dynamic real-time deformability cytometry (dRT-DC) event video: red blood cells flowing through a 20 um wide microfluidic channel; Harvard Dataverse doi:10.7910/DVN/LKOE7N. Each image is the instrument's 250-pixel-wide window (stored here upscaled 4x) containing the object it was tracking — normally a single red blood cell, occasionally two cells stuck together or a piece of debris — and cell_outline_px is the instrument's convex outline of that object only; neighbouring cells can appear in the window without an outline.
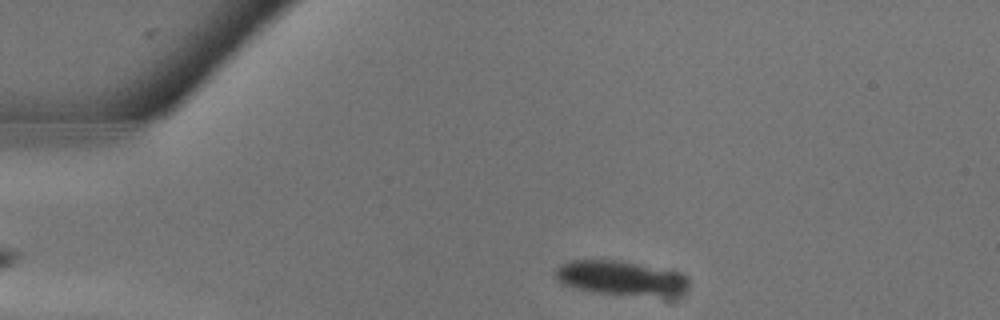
{"species": "common noctule bat (a hibernating species)", "species_latin": "Nyctalus noctula", "temperature_condition": "warm", "stored_images_in_passage": 10, "camera_frame_rate_fps": 3000, "um_per_image_px": 0.085, "animal": {"sex": "male", "body_mass_g": 13.3}, "frame": {"image": 1, "passage_image": 2, "time_ms": 0.333, "image_size_px": [1000, 320], "cell_outline_px": [[684, 284], [680, 288], [668, 292], [592, 292], [564, 284], [556, 280], [556, 268], [560, 264], [572, 260], [620, 260], [676, 272], [684, 280]], "centroid_in_image_um": [52.44, 23.53], "position_along_channel_um": 32.6, "area_um2": 24.16}}
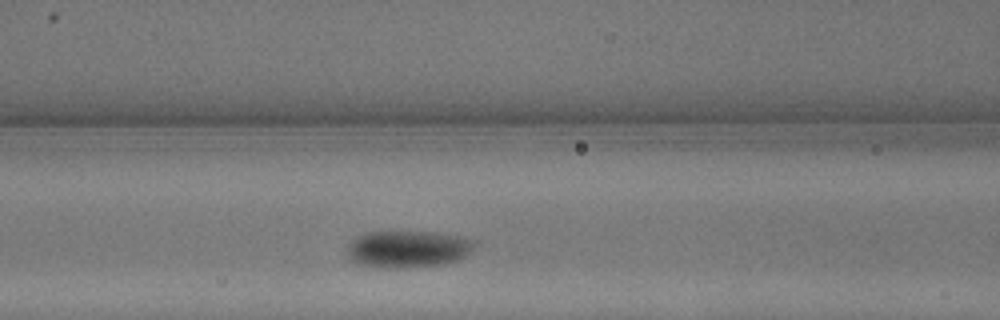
{"frame": {"image": 2, "passage_image": 8, "time_ms": 2.333, "image_size_px": [1000, 320], "cell_outline_px": [[476, 244], [460, 260], [444, 264], [404, 268], [384, 268], [356, 264], [348, 256], [348, 244], [356, 236], [364, 232], [436, 232], [476, 240]], "centroid_in_image_um": [34.64, 21.18], "position_along_channel_um": 132.0, "area_um2": 27.57}}
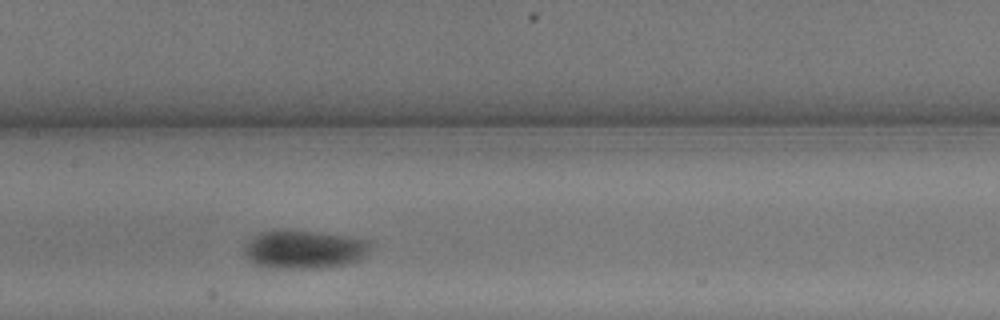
{"frame": {"image": 3, "passage_image": 10, "time_ms": 3.0, "image_size_px": [1000, 320], "cell_outline_px": [[372, 248], [360, 260], [348, 264], [328, 268], [260, 268], [248, 260], [244, 256], [244, 244], [252, 236], [260, 232], [272, 228], [284, 228], [316, 232], [344, 236], [368, 240], [372, 244]], "centroid_in_image_um": [25.78, 21.19], "position_along_channel_um": 181.6, "area_um2": 29.3}}